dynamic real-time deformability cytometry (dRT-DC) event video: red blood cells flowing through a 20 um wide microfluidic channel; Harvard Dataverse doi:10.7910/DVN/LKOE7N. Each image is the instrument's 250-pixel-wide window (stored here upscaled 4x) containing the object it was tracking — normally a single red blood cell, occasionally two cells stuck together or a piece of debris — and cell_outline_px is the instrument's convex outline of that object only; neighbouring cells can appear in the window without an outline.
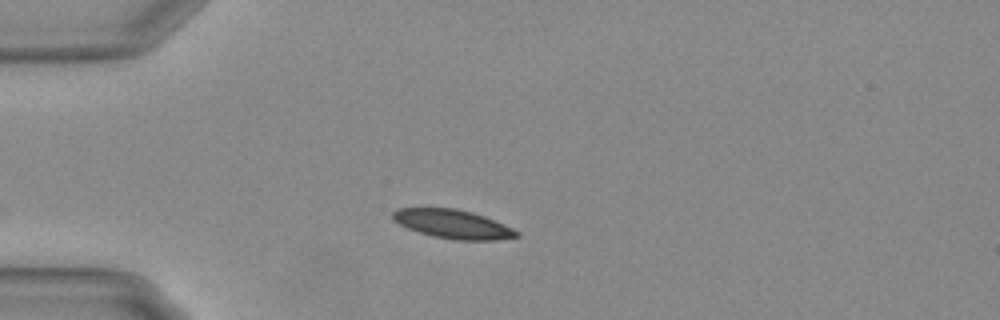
{"species": "Egyptian fruit bat (a non-hibernating species)", "species_latin": "Rousettus aegyptiacus", "temperature_condition": "warm", "stored_images_in_passage": 31, "camera_frame_rate_fps": 3000, "um_per_image_px": 0.085, "animal": {"sex": "female"}, "frame": {"image": 1, "passage_image": 1, "time_ms": 0.0, "image_size_px": [1000, 320], "cell_outline_px": [[520, 236], [496, 240], [452, 240], [432, 236], [408, 228], [392, 220], [392, 212], [396, 208], [456, 208], [472, 212], [484, 216], [512, 228], [520, 232]], "centroid_in_image_um": [38.48, 19.05], "position_along_channel_um": 46.5, "area_um2": 20.81}}
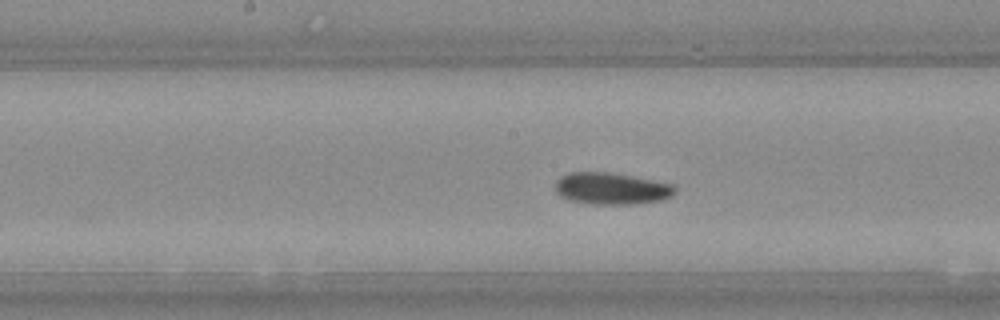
{"frame": {"image": 2, "passage_image": 15, "time_ms": 4.667, "image_size_px": [1000, 320], "cell_outline_px": [[676, 192], [672, 196], [660, 200], [636, 204], [592, 204], [568, 200], [560, 196], [556, 192], [556, 180], [560, 176], [568, 172], [608, 172], [632, 176], [672, 184], [676, 188]], "centroid_in_image_um": [51.95, 16.03], "position_along_channel_um": 196.3, "area_um2": 22.25}}
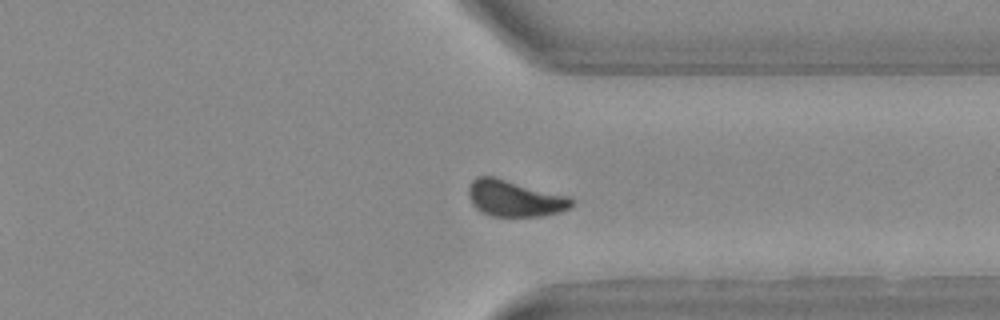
{"frame": {"image": 3, "passage_image": 29, "time_ms": 9.333, "image_size_px": [1000, 320], "cell_outline_px": [[576, 204], [560, 212], [540, 216], [492, 216], [480, 212], [472, 204], [468, 196], [468, 188], [472, 180], [476, 176], [492, 176], [568, 196]], "centroid_in_image_um": [43.71, 16.87], "position_along_channel_um": 367.7, "area_um2": 21.73}, "authors_computed_cell_mechanics": {"area_um2": 21.8484, "velocity_mm_per_s": 3.6746, "shape_relaxation_time_tau1_ms": 3.379, "shape_relaxation_time_tau2_ms": 6.3997, "deformation_change_tau1": 0.1033, "deformation_change_tau2": 0.098}}